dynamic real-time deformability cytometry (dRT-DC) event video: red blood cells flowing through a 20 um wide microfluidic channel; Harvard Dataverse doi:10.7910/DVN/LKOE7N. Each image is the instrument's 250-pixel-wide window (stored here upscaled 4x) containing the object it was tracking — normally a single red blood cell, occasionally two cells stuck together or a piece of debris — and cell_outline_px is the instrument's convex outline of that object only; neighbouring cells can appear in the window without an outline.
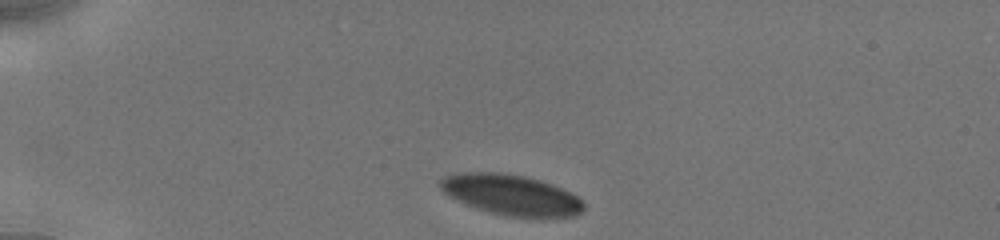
{"species": "human", "species_latin": "Homo sapiens", "temperature_condition": "cold", "stored_images_in_passage": 5, "camera_frame_rate_fps": 3000, "um_per_image_px": 0.085, "donor": {"sex": "male"}, "frame": {"image": 1, "passage_image": 1, "time_ms": 0.0, "image_size_px": [1000, 240], "cell_outline_px": [[584, 208], [576, 216], [508, 216], [488, 212], [456, 200], [444, 192], [440, 188], [440, 180], [444, 176], [460, 172], [504, 172], [524, 176], [540, 180], [552, 184], [576, 196], [584, 204]], "centroid_in_image_um": [43.4, 16.54], "position_along_channel_um": 41.6, "area_um2": 33.47}}
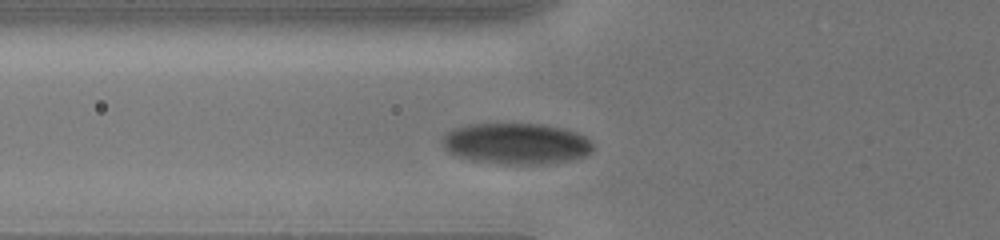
{"frame": {"image": 2, "passage_image": 5, "time_ms": 2.333, "image_size_px": [1000, 240], "cell_outline_px": [[592, 152], [584, 156], [572, 160], [544, 164], [496, 164], [472, 160], [456, 156], [448, 152], [444, 148], [444, 136], [452, 128], [468, 124], [540, 124], [564, 128], [576, 132], [584, 136], [592, 144]], "centroid_in_image_um": [43.87, 12.22], "position_along_channel_um": 81.9, "area_um2": 36.18}}